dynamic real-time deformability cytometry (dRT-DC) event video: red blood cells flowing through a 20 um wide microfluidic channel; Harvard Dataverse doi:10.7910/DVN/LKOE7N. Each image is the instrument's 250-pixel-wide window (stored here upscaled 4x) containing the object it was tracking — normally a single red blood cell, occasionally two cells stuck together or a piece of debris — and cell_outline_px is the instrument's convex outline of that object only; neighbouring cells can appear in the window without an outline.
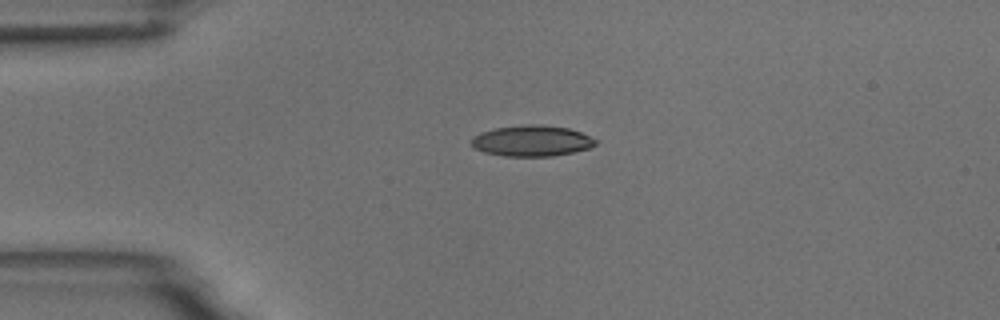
{"species": "common noctule bat (a hibernating species)", "species_latin": "Nyctalus noctula", "temperature_condition": "room temperature", "stored_images_in_passage": 2, "camera_frame_rate_fps": 3000, "um_per_image_px": 0.085, "animal": {"sex": "male", "body_mass_g": 18.8}, "frame": {"image": 1, "passage_image": 1, "time_ms": 0.0, "image_size_px": [1000, 320], "cell_outline_px": [[600, 140], [596, 144], [588, 148], [572, 152], [552, 156], [504, 156], [484, 152], [472, 148], [472, 136], [480, 132], [496, 128], [528, 124], [540, 124], [568, 128], [580, 132]], "centroid_in_image_um": [45.2, 11.97], "position_along_channel_um": 39.8, "area_um2": 22.43}}